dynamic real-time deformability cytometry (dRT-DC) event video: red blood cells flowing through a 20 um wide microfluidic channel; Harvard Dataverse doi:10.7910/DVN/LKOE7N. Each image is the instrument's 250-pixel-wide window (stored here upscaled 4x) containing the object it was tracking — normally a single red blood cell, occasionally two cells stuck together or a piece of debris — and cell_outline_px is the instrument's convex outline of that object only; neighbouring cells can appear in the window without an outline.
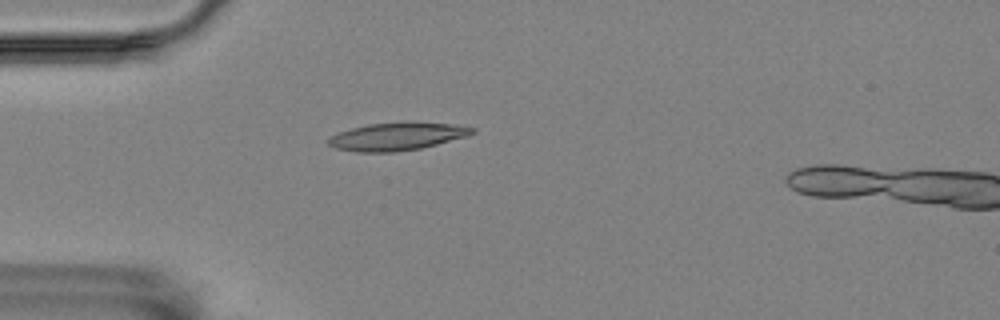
{"species": "Egyptian fruit bat (a non-hibernating species)", "species_latin": "Rousettus aegyptiacus", "temperature_condition": "room temperature", "stored_images_in_passage": 55, "camera_frame_rate_fps": 3000, "um_per_image_px": 0.085, "animal": {"sex": "female"}, "frame": {"image": 1, "passage_image": 16, "time_ms": 5.0, "image_size_px": [1000, 320], "cell_outline_px": [[476, 132], [468, 136], [420, 148], [396, 152], [356, 152], [336, 148], [328, 144], [324, 140], [328, 136], [352, 128], [368, 124], [452, 124], [476, 128]], "centroid_in_image_um": [33.68, 11.64], "position_along_channel_um": 51.3, "area_um2": 22.6}}
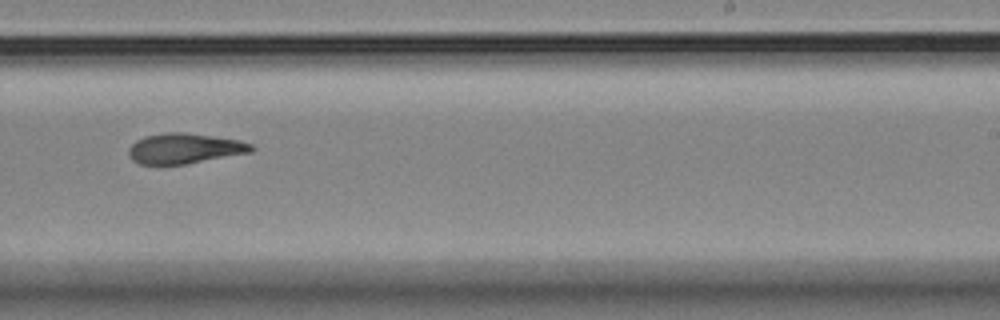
{"frame": {"image": 2, "passage_image": 36, "time_ms": 11.667, "image_size_px": [1000, 320], "cell_outline_px": [[256, 148], [252, 152], [184, 164], [160, 168], [140, 164], [132, 160], [128, 156], [128, 148], [136, 140], [144, 136], [164, 132], [184, 132], [240, 140], [252, 144]], "centroid_in_image_um": [15.62, 12.65], "position_along_channel_um": 273.4, "area_um2": 22.37}}
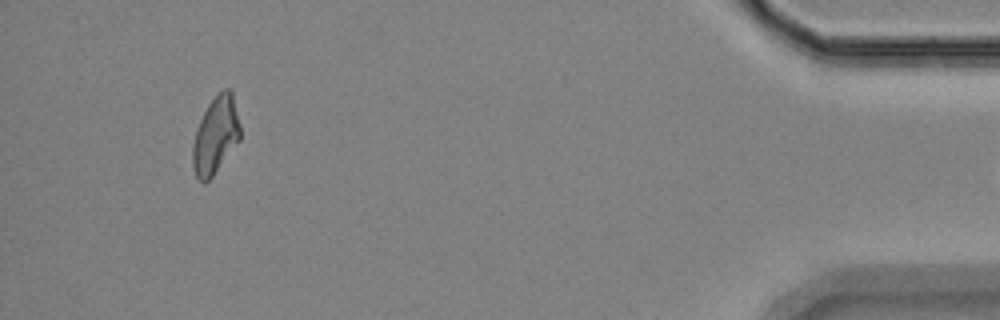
{"frame": {"image": 3, "passage_image": 54, "time_ms": 17.667, "image_size_px": [1000, 320], "cell_outline_px": [[240, 140], [212, 176], [204, 184], [196, 176], [192, 164], [192, 144], [196, 128], [208, 104], [224, 88], [232, 88], [240, 124]], "centroid_in_image_um": [18.33, 11.48], "position_along_channel_um": 416.9, "area_um2": 21.39}}